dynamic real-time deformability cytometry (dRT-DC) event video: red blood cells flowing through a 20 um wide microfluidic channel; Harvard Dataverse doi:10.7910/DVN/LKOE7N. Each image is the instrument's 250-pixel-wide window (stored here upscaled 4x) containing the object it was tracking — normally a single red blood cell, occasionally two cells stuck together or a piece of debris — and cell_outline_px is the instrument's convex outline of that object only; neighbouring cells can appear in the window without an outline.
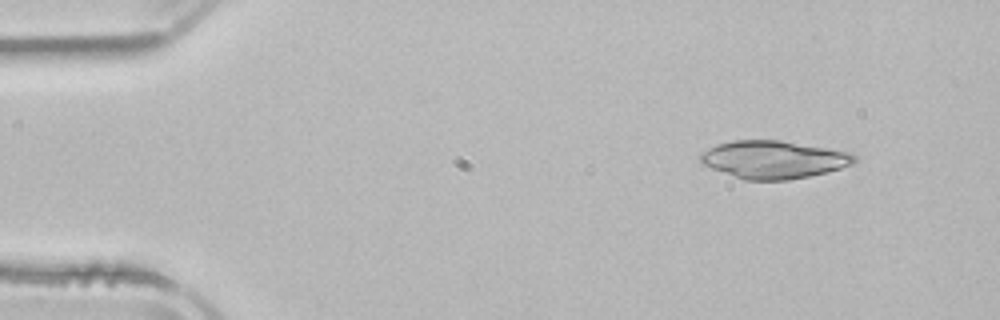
{"species": "common noctule bat (a hibernating species)", "species_latin": "Nyctalus noctula", "temperature_condition": "room temperature", "stored_images_in_passage": 3, "camera_frame_rate_fps": 3000, "um_per_image_px": 0.085, "animal": {"sex": "male", "body_mass_g": 21.5, "forearm_length_mm": 52.0}, "frame": {"image": 1, "passage_image": 1, "time_ms": 0.0, "image_size_px": [1000, 320], "cell_outline_px": [[856, 160], [852, 164], [828, 172], [788, 180], [744, 180], [700, 164], [696, 156], [700, 152], [716, 144], [732, 140], [780, 140], [852, 152], [856, 156]], "centroid_in_image_um": [65.7, 13.55], "position_along_channel_um": 19.3, "area_um2": 34.28}}